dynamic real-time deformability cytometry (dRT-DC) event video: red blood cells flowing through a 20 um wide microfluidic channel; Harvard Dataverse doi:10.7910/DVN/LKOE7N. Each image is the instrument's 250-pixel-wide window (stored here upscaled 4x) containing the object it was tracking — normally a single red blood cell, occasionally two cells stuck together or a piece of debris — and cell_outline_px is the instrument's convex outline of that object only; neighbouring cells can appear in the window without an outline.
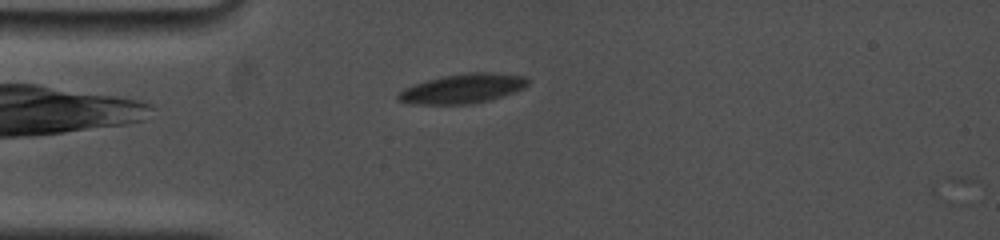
{"species": "common noctule bat (a hibernating species)", "species_latin": "Nyctalus noctula", "temperature_condition": "cold", "stored_images_in_passage": 4, "camera_frame_rate_fps": 5000, "um_per_image_px": 0.085, "animal": {"sex": "female", "body_mass_g": 19.0, "forearm_length_mm": 53.3}, "frame": {"image": 1, "passage_image": 1, "time_ms": 0.0, "image_size_px": [1000, 240], "cell_outline_px": [[528, 84], [524, 88], [488, 100], [472, 104], [412, 104], [396, 100], [396, 96], [404, 88], [440, 76], [468, 72], [492, 72], [524, 76], [528, 80]], "centroid_in_image_um": [39.3, 7.52], "position_along_channel_um": 45.7, "area_um2": 22.14}}